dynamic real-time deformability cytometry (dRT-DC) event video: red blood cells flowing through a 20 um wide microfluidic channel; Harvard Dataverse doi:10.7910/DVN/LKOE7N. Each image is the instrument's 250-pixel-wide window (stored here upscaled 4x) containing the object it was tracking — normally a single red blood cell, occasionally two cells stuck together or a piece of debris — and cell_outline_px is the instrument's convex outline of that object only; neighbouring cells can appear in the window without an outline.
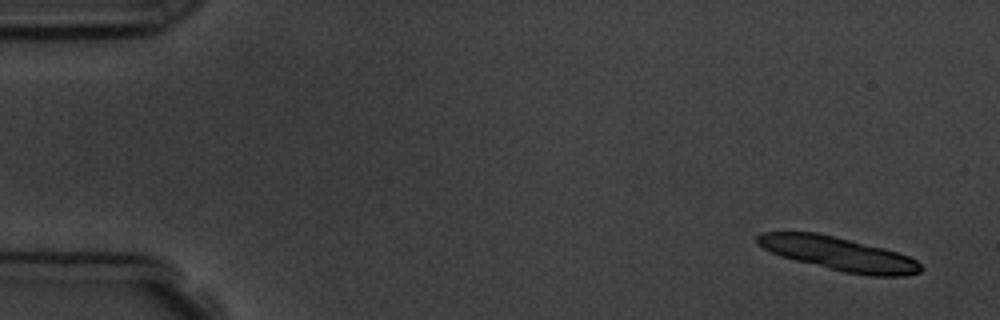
{"species": "common noctule bat (a hibernating species)", "species_latin": "Nyctalus noctula", "temperature_condition": "room temperature", "stored_images_in_passage": 5, "camera_frame_rate_fps": 3000, "um_per_image_px": 0.085, "animal": {"sex": "male", "body_mass_g": 19.5, "forearm_length_mm": 54.6}, "frame": {"image": 1, "passage_image": 1, "time_ms": 0.0, "image_size_px": [1000, 320], "cell_outline_px": [[924, 268], [920, 272], [904, 276], [868, 276], [844, 272], [780, 256], [756, 244], [756, 236], [764, 232], [816, 232], [884, 248], [908, 256], [916, 260]], "centroid_in_image_um": [71.29, 21.58], "position_along_channel_um": 13.7, "area_um2": 31.73}}